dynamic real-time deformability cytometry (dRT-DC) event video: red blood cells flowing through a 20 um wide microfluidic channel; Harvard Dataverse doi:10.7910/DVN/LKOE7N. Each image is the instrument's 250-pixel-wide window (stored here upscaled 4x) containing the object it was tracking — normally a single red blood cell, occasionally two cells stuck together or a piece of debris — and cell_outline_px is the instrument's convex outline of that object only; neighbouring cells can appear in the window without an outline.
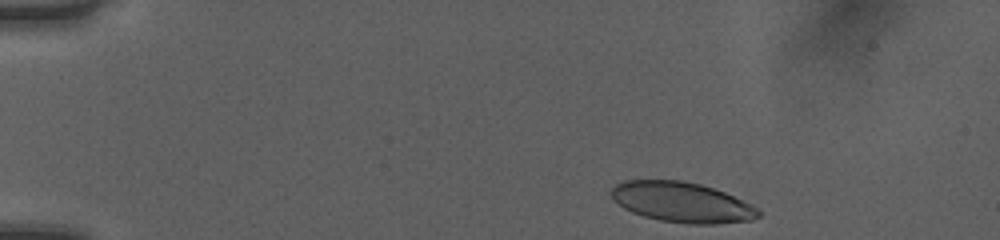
{"species": "human", "species_latin": "Homo sapiens", "temperature_condition": "room temperature", "stored_images_in_passage": 44, "camera_frame_rate_fps": 3000, "um_per_image_px": 0.085, "donor": {"sex": "female"}, "frame": {"image": 1, "passage_image": 1, "time_ms": 0.0, "image_size_px": [1000, 240], "cell_outline_px": [[760, 216], [752, 220], [716, 224], [688, 224], [660, 220], [644, 216], [632, 212], [624, 208], [608, 192], [616, 184], [624, 180], [680, 180], [700, 184], [724, 192], [752, 204], [760, 212]], "centroid_in_image_um": [57.96, 17.19], "position_along_channel_um": 27.0, "area_um2": 34.39}}
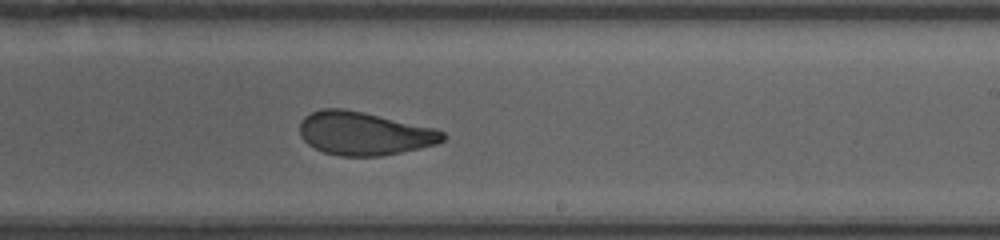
{"frame": {"image": 2, "passage_image": 25, "time_ms": 8.0, "image_size_px": [1000, 240], "cell_outline_px": [[448, 136], [444, 140], [436, 144], [420, 148], [380, 156], [340, 156], [324, 152], [308, 144], [300, 136], [300, 120], [304, 116], [312, 112], [324, 108], [344, 108], [364, 112], [436, 128], [444, 132]], "centroid_in_image_um": [30.96, 11.33], "position_along_channel_um": 258.0, "area_um2": 36.24}}
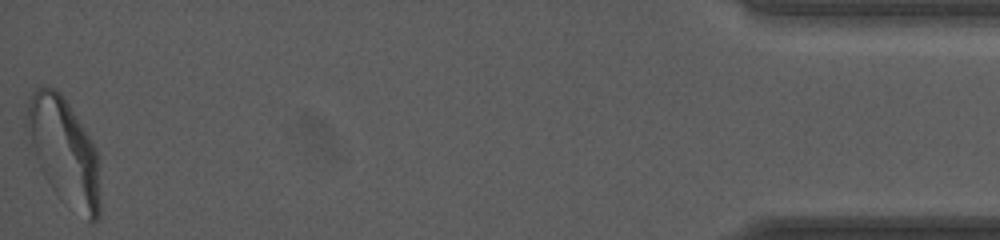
{"frame": {"image": 3, "passage_image": 44, "time_ms": 14.333, "image_size_px": [1000, 240], "cell_outline_px": [[100, 216], [92, 224], [88, 224], [60, 200], [56, 196], [44, 176], [40, 168], [24, 128], [24, 120], [28, 100], [32, 88], [56, 88], [64, 96], [96, 148], [100, 160]], "centroid_in_image_um": [5.46, 12.94], "position_along_channel_um": 429.7, "area_um2": 46.88}, "authors_computed_cell_mechanics": {"area_um2": 37.1943, "velocity_mm_per_s": 4.0425, "shape_relaxation_time_tau1_ms": 6.3465, "shape_relaxation_time_tau2_ms": 1.3253, "deformation_change_tau1": 0.1975, "deformation_change_tau2": 0.0804}}